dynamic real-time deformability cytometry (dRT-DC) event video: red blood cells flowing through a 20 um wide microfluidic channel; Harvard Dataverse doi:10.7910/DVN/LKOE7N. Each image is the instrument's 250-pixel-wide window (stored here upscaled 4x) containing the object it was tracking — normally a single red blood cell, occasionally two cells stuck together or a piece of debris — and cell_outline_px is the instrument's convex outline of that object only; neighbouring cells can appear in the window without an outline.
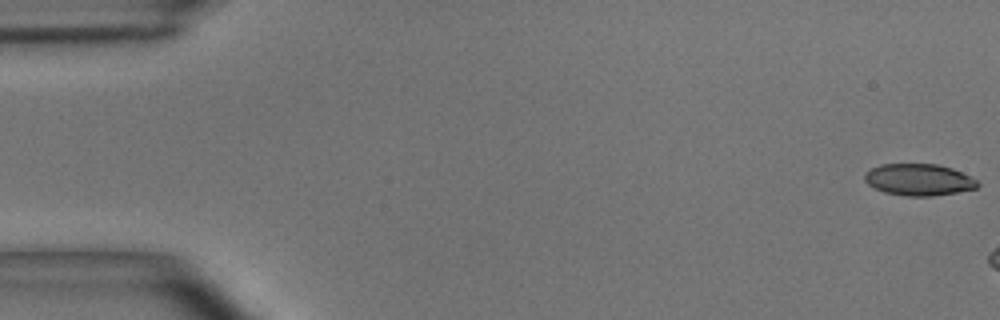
{"species": "common noctule bat (a hibernating species)", "species_latin": "Nyctalus noctula", "temperature_condition": "room temperature", "stored_images_in_passage": 13, "camera_frame_rate_fps": 3000, "um_per_image_px": 0.085, "animal": {"sex": "male", "body_mass_g": 15.6}, "frame": {"image": 1, "passage_image": 1, "time_ms": 0.0, "image_size_px": [1000, 320], "cell_outline_px": [[980, 184], [976, 188], [956, 192], [932, 196], [908, 196], [884, 192], [868, 184], [864, 180], [864, 172], [880, 164], [936, 164], [952, 168], [972, 176]], "centroid_in_image_um": [78.1, 15.26], "position_along_channel_um": 6.9, "area_um2": 20.87}}
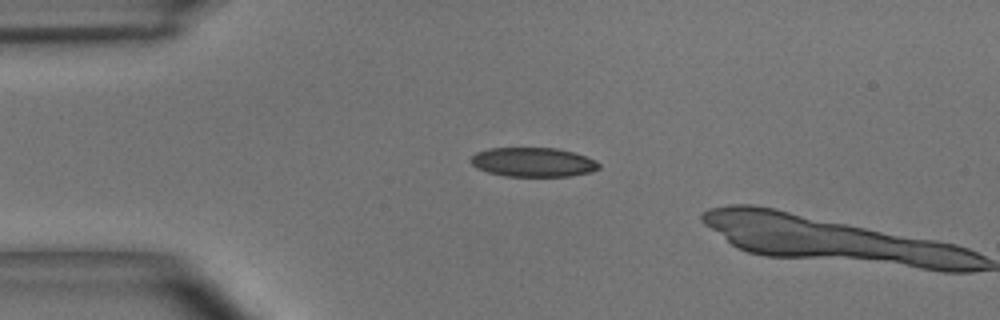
{"frame": {"image": 2, "passage_image": 12, "time_ms": 3.667, "image_size_px": [1000, 320], "cell_outline_px": [[600, 168], [592, 172], [568, 176], [504, 176], [488, 172], [476, 168], [472, 164], [472, 156], [476, 152], [488, 148], [556, 148], [572, 152], [596, 160], [600, 164]], "centroid_in_image_um": [45.32, 13.79], "position_along_channel_um": 39.7, "area_um2": 21.79}}